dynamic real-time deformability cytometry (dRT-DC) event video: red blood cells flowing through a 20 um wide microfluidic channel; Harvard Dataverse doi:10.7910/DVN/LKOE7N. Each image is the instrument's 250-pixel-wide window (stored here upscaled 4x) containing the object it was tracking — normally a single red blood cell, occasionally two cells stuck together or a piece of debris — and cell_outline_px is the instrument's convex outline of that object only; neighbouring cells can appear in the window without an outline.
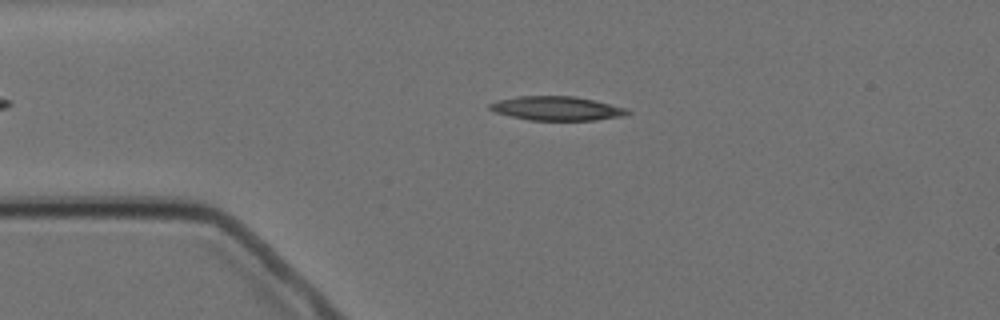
{"species": "Egyptian fruit bat (a non-hibernating species)", "species_latin": "Rousettus aegyptiacus", "temperature_condition": "cold", "stored_images_in_passage": 5, "camera_frame_rate_fps": 3000, "um_per_image_px": 0.085, "animal": {"sex": "female"}, "frame": {"image": 1, "passage_image": 4, "time_ms": 3.333, "image_size_px": [1000, 320], "cell_outline_px": [[632, 112], [624, 116], [596, 120], [528, 120], [496, 112], [488, 108], [488, 104], [496, 100], [516, 96], [576, 96], [628, 108]], "centroid_in_image_um": [47.34, 9.21], "position_along_channel_um": 37.7, "area_um2": 19.42}}